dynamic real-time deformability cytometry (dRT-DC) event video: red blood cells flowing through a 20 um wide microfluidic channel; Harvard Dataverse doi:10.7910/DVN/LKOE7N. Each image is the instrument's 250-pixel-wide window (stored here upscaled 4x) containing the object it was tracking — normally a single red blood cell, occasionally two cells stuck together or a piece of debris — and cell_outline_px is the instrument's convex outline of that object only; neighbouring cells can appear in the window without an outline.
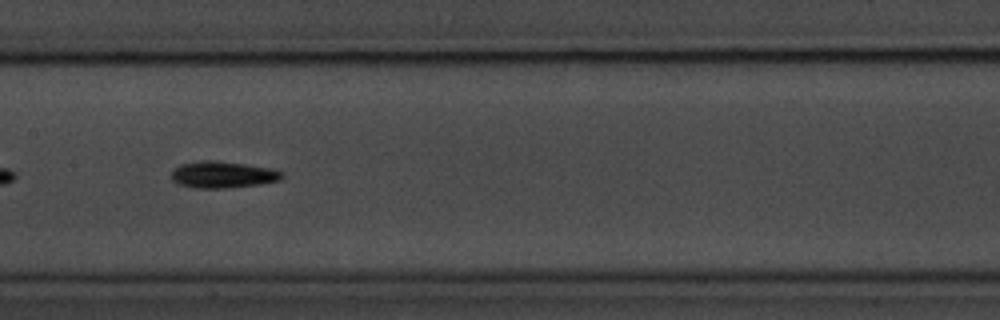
{"species": "common noctule bat (a hibernating species)", "species_latin": "Nyctalus noctula", "temperature_condition": "room temperature", "stored_images_in_passage": 40, "camera_frame_rate_fps": 3000, "um_per_image_px": 0.085, "animal": {"sex": "male", "body_mass_g": 20.1, "forearm_length_mm": 53.5}, "frame": {"image": 1, "passage_image": 12, "time_ms": 3.667, "image_size_px": [1000, 320], "cell_outline_px": [[284, 176], [280, 180], [260, 184], [228, 188], [196, 188], [176, 184], [172, 180], [172, 172], [180, 164], [200, 160], [212, 160], [244, 164], [272, 168], [284, 172]], "centroid_in_image_um": [18.94, 14.85], "position_along_channel_um": 188.5, "area_um2": 17.28}}
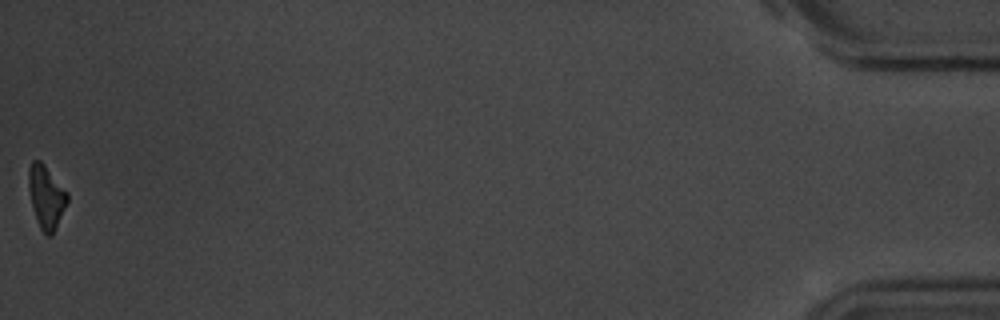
{"frame": {"image": 2, "passage_image": 40, "time_ms": 13.0, "image_size_px": [1000, 320], "cell_outline_px": [[68, 200], [52, 236], [44, 236], [40, 228], [32, 204], [28, 188], [28, 168], [32, 160], [40, 160], [44, 164], [68, 192]], "centroid_in_image_um": [3.92, 16.72], "position_along_channel_um": 431.3, "area_um2": 14.16}, "authors_computed_cell_mechanics": {"area_um2": 15.5193, "velocity_mm_per_s": 3.6623, "shape_relaxation_time_tau1_ms": 2.9095, "shape_relaxation_time_tau2_ms": null, "deformation_change_tau1": 0.149, "deformation_change_tau2": null}}